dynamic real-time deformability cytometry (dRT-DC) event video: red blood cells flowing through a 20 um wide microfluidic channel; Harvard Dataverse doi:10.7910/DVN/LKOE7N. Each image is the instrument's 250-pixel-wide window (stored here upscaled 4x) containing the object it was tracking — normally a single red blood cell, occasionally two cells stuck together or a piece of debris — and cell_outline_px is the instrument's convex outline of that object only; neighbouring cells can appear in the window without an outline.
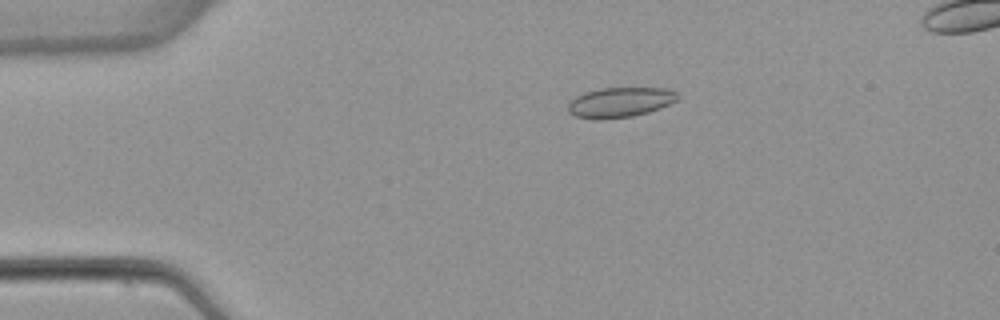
{"species": "common noctule bat (a hibernating species)", "species_latin": "Nyctalus noctula", "temperature_condition": "warm", "stored_images_in_passage": 4, "camera_frame_rate_fps": 3000, "um_per_image_px": 0.085, "animal": {"sex": "female", "body_mass_g": 22.7, "forearm_length_mm": 54.2}, "frame": {"image": 1, "passage_image": 3, "time_ms": 2.333, "image_size_px": [1000, 320], "cell_outline_px": [[676, 100], [660, 108], [648, 112], [632, 116], [600, 120], [596, 120], [576, 116], [568, 112], [568, 104], [576, 96], [584, 92], [600, 88], [664, 88], [676, 92]], "centroid_in_image_um": [52.65, 8.7], "position_along_channel_um": 32.4, "area_um2": 19.02}}